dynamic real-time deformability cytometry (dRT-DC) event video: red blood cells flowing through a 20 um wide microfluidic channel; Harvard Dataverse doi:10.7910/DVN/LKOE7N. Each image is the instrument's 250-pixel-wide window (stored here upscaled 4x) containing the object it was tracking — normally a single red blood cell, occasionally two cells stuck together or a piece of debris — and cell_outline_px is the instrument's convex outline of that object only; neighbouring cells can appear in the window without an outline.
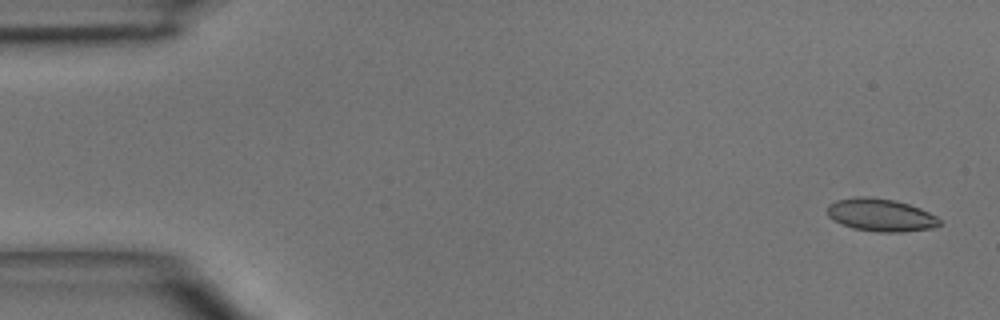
{"species": "common noctule bat (a hibernating species)", "species_latin": "Nyctalus noctula", "temperature_condition": "room temperature", "stored_images_in_passage": 5, "camera_frame_rate_fps": 3000, "um_per_image_px": 0.085, "animal": {"sex": "male", "body_mass_g": 15.6}, "frame": {"image": 1, "passage_image": 1, "time_ms": 0.0, "image_size_px": [1000, 320], "cell_outline_px": [[944, 224], [932, 228], [904, 232], [880, 232], [852, 228], [840, 224], [828, 216], [828, 204], [836, 200], [856, 196], [868, 196], [896, 200], [920, 208], [936, 216]], "centroid_in_image_um": [74.87, 18.27], "position_along_channel_um": 10.1, "area_um2": 21.62}}
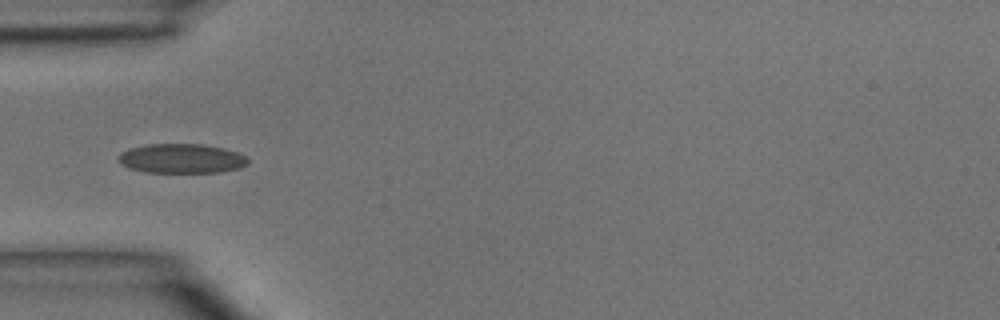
{"frame": {"image": 2, "passage_image": 4, "time_ms": 4.333, "image_size_px": [1000, 320], "cell_outline_px": [[248, 164], [240, 168], [220, 172], [148, 172], [128, 168], [120, 164], [120, 152], [132, 148], [148, 144], [204, 144], [224, 148], [236, 152], [244, 156], [248, 160]], "centroid_in_image_um": [15.45, 13.47], "position_along_channel_um": 69.6, "area_um2": 22.08}}
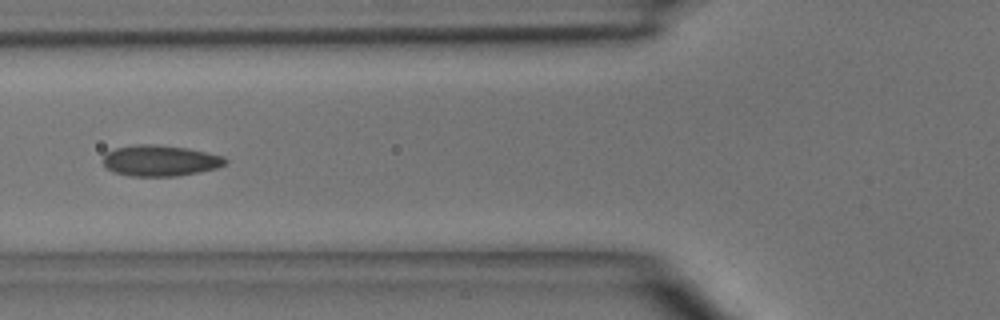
{"frame": {"image": 3, "passage_image": 5, "time_ms": 5.333, "image_size_px": [1000, 320], "cell_outline_px": [[228, 164], [216, 168], [200, 172], [176, 176], [132, 176], [112, 172], [104, 164], [104, 152], [116, 148], [136, 144], [152, 144], [188, 148], [224, 156], [228, 160]], "centroid_in_image_um": [13.64, 13.65], "position_along_channel_um": 112.2, "area_um2": 22.2}}